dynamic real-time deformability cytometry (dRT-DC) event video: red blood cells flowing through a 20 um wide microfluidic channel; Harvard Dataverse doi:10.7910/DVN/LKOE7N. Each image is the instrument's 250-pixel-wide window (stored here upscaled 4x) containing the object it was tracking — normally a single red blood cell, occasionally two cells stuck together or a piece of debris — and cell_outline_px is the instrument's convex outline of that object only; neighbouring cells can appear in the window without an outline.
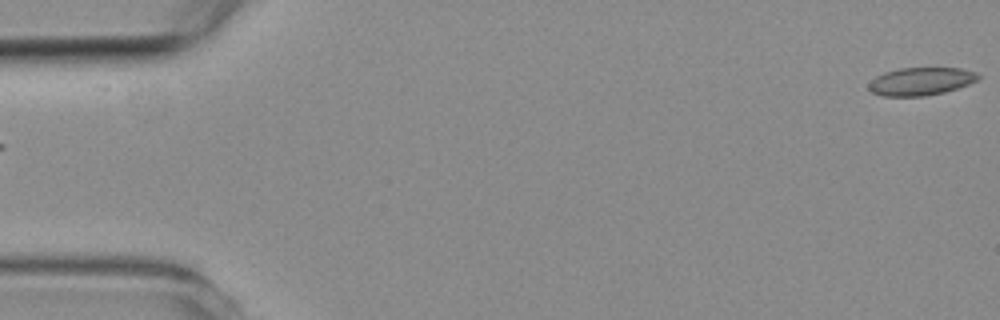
{"species": "common noctule bat (a hibernating species)", "species_latin": "Nyctalus noctula", "temperature_condition": "room temperature", "stored_images_in_passage": 5, "segment_of_instrument_passage": [2, 2], "camera_frame_rate_fps": 3000, "um_per_image_px": 0.085, "animal": {"sex": "female", "body_mass_g": 19.3, "forearm_length_mm": 54.1}, "frame": {"image": 1, "passage_image": 5, "time_ms": 4.667, "image_size_px": [1000, 320], "cell_outline_px": [[980, 76], [976, 80], [968, 84], [944, 92], [924, 96], [884, 96], [872, 92], [868, 88], [868, 84], [876, 76], [884, 72], [900, 68], [960, 68], [976, 72]], "centroid_in_image_um": [78.25, 6.91], "position_along_channel_um": 6.8, "area_um2": 17.63}}